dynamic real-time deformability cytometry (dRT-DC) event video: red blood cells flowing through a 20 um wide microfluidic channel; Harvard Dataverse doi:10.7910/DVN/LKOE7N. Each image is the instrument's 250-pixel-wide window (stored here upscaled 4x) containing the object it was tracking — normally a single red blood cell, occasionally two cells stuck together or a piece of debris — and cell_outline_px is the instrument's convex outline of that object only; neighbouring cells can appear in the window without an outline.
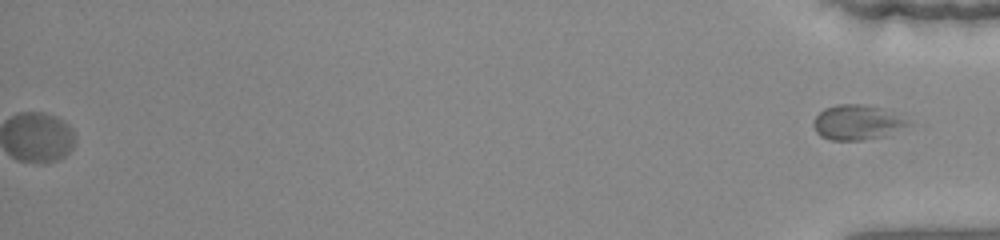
{"species": "common noctule bat (a hibernating species)", "species_latin": "Nyctalus noctula", "temperature_condition": "warm", "stored_images_in_passage": 37, "segment_of_instrument_passage": [2, 2], "camera_frame_rate_fps": 3000, "um_per_image_px": 0.085, "animal": {"sex": "female", "body_mass_g": 22.0, "forearm_length_mm": 56.7}, "frame": {"image": 1, "passage_image": 37, "time_ms": 12.0, "image_size_px": [1000, 240], "cell_outline_px": [[912, 124], [880, 136], [864, 140], [828, 140], [820, 136], [816, 132], [812, 124], [816, 116], [824, 108], [836, 104], [864, 104], [880, 108], [908, 120]], "centroid_in_image_um": [72.77, 10.4], "position_along_channel_um": 362.4, "area_um2": 18.96}}